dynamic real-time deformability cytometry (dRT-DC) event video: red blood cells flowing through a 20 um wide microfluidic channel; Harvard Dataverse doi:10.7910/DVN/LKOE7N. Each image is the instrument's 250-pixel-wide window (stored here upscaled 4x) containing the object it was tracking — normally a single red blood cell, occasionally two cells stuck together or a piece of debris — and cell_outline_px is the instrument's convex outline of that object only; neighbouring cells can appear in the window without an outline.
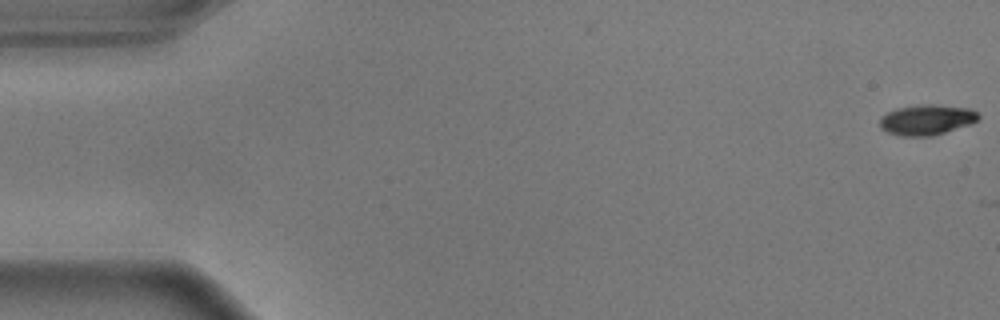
{"species": "common noctule bat (a hibernating species)", "species_latin": "Nyctalus noctula", "temperature_condition": "warm", "stored_images_in_passage": 3, "camera_frame_rate_fps": 3000, "um_per_image_px": 0.085, "animal": {"sex": "male", "body_mass_g": 17.9}, "frame": {"image": 1, "passage_image": 1, "time_ms": 0.0, "image_size_px": [1000, 320], "cell_outline_px": [[980, 116], [976, 120], [968, 124], [932, 136], [900, 136], [888, 132], [880, 128], [880, 116], [896, 108], [920, 104], [932, 104], [968, 108], [976, 112]], "centroid_in_image_um": [78.71, 10.17], "position_along_channel_um": 6.3, "area_um2": 17.28}}